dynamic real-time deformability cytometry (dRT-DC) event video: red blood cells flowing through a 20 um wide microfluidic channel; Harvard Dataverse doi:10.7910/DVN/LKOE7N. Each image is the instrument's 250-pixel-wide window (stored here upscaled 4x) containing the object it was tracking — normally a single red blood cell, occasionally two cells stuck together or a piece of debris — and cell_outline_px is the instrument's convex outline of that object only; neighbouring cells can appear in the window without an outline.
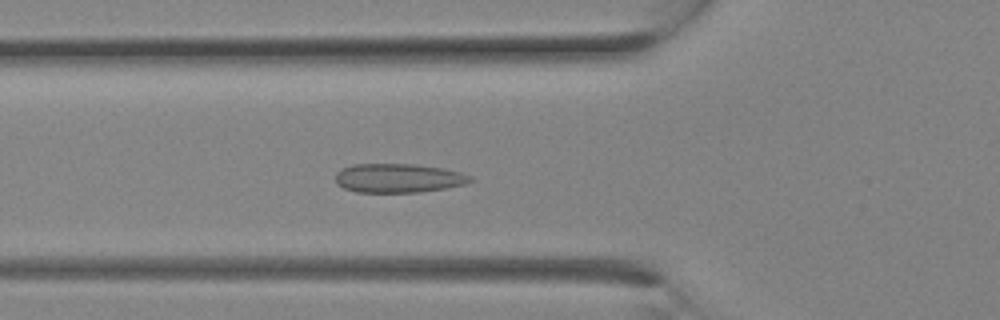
{"species": "Egyptian fruit bat (a non-hibernating species)", "species_latin": "Rousettus aegyptiacus", "temperature_condition": "room temperature", "stored_images_in_passage": 16, "camera_frame_rate_fps": 3000, "um_per_image_px": 0.085, "animal": {"sex": "female"}, "frame": {"image": 1, "passage_image": 6, "time_ms": 1.667, "image_size_px": [1000, 320], "cell_outline_px": [[472, 180], [464, 184], [444, 188], [420, 192], [356, 192], [344, 188], [336, 184], [336, 172], [340, 168], [352, 164], [416, 164], [444, 168], [460, 172], [472, 176]], "centroid_in_image_um": [33.82, 15.13], "position_along_channel_um": 92.0, "area_um2": 22.89}}
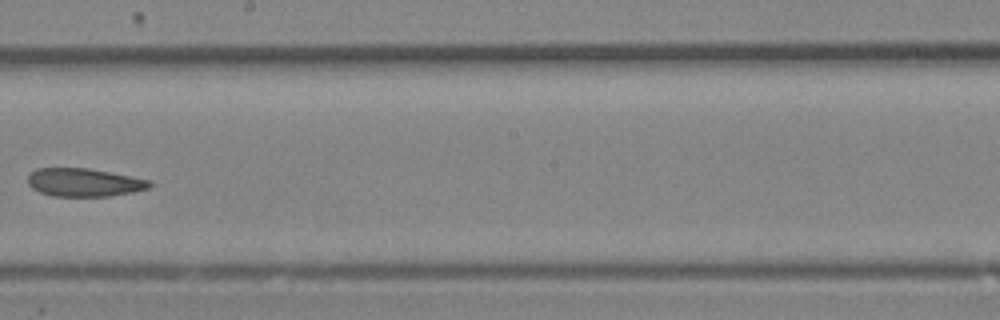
{"frame": {"image": 2, "passage_image": 12, "time_ms": 3.667, "image_size_px": [1000, 320], "cell_outline_px": [[152, 184], [148, 188], [132, 192], [108, 196], [52, 196], [40, 192], [32, 188], [28, 184], [28, 176], [36, 168], [88, 168], [152, 180]], "centroid_in_image_um": [7.14, 15.5], "position_along_channel_um": 241.1, "area_um2": 19.94}}
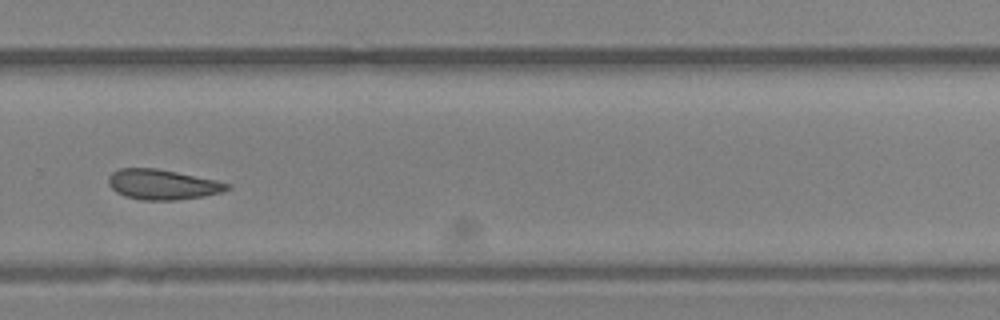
{"frame": {"image": 3, "passage_image": 15, "time_ms": 4.667, "image_size_px": [1000, 320], "cell_outline_px": [[232, 184], [228, 188], [220, 192], [204, 196], [176, 200], [140, 200], [124, 196], [116, 192], [108, 184], [108, 176], [112, 172], [120, 168], [156, 168], [216, 180]], "centroid_in_image_um": [13.77, 15.68], "position_along_channel_um": 316.0, "area_um2": 20.81}}